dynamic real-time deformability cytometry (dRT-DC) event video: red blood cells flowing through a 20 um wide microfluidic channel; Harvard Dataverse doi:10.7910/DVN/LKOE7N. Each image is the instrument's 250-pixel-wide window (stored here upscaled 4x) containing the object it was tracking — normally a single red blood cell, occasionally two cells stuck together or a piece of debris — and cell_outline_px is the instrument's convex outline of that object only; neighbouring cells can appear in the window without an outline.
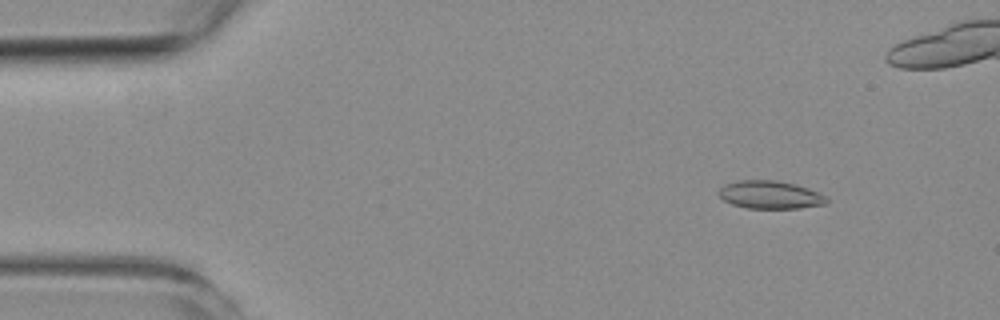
{"species": "common noctule bat (a hibernating species)", "species_latin": "Nyctalus noctula", "temperature_condition": "room temperature", "stored_images_in_passage": 7, "camera_frame_rate_fps": 3000, "um_per_image_px": 0.085, "animal": {"sex": "female", "body_mass_g": 19.3, "forearm_length_mm": 54.1}, "frame": {"image": 1, "passage_image": 1, "time_ms": 0.0, "image_size_px": [1000, 320], "cell_outline_px": [[828, 204], [800, 208], [748, 208], [732, 204], [724, 200], [716, 192], [724, 184], [740, 180], [776, 180], [808, 188], [824, 196], [828, 200]], "centroid_in_image_um": [65.43, 16.56], "position_along_channel_um": 19.6, "area_um2": 17.46}}
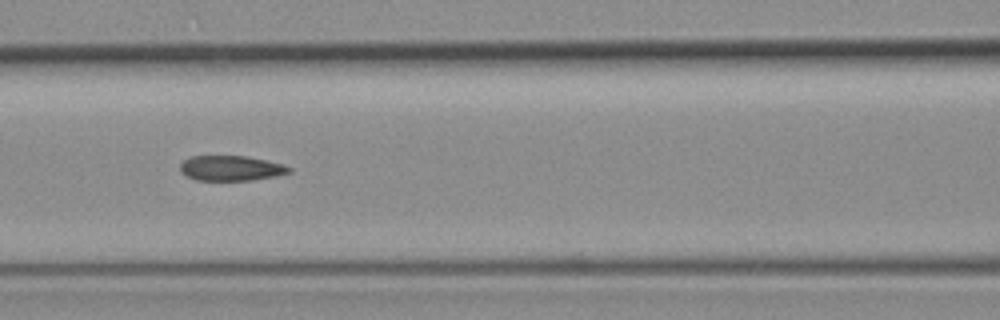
{"frame": {"image": 2, "passage_image": 6, "time_ms": 5.667, "image_size_px": [1000, 320], "cell_outline_px": [[292, 172], [276, 176], [252, 180], [196, 180], [180, 172], [180, 164], [184, 160], [192, 156], [244, 156], [284, 164], [292, 168]], "centroid_in_image_um": [19.65, 14.3], "position_along_channel_um": 147.0, "area_um2": 15.9}}
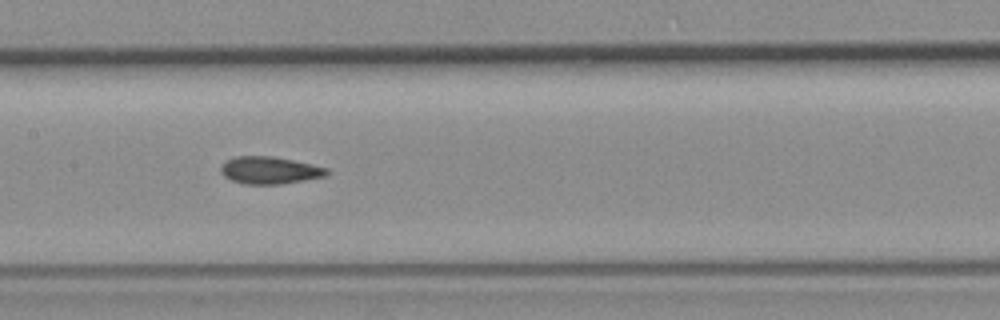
{"frame": {"image": 3, "passage_image": 7, "time_ms": 6.667, "image_size_px": [1000, 320], "cell_outline_px": [[328, 176], [280, 184], [244, 184], [232, 180], [224, 176], [220, 172], [220, 164], [236, 156], [272, 156], [292, 160], [328, 168]], "centroid_in_image_um": [22.9, 14.47], "position_along_channel_um": 184.5, "area_um2": 16.82}}